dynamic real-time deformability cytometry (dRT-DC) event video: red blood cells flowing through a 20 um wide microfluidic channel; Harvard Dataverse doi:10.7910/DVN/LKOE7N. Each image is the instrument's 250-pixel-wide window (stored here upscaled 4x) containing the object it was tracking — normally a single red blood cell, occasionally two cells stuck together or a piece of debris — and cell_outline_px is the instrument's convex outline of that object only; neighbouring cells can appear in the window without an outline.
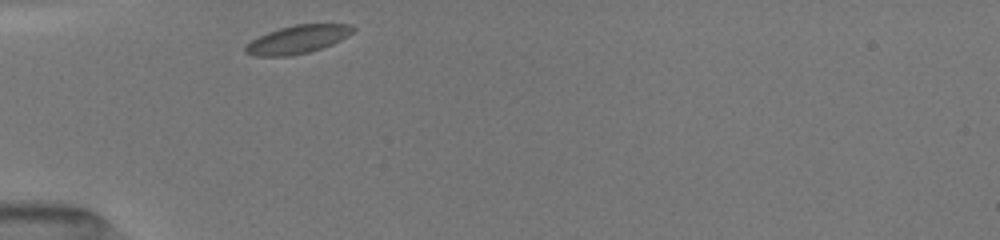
{"species": "common noctule bat (a hibernating species)", "species_latin": "Nyctalus noctula", "temperature_condition": "room temperature", "stored_images_in_passage": 7, "camera_frame_rate_fps": 3000, "um_per_image_px": 0.085, "animal": {"sex": "female", "body_mass_g": 19.5, "forearm_length_mm": 54.1}, "frame": {"image": 1, "passage_image": 1, "time_ms": 0.0, "image_size_px": [1000, 240], "cell_outline_px": [[356, 28], [352, 32], [340, 40], [332, 44], [308, 52], [292, 56], [256, 56], [244, 52], [244, 44], [268, 32], [280, 28], [296, 24], [352, 24]], "centroid_in_image_um": [25.27, 3.35], "position_along_channel_um": 59.7, "area_um2": 17.57}}
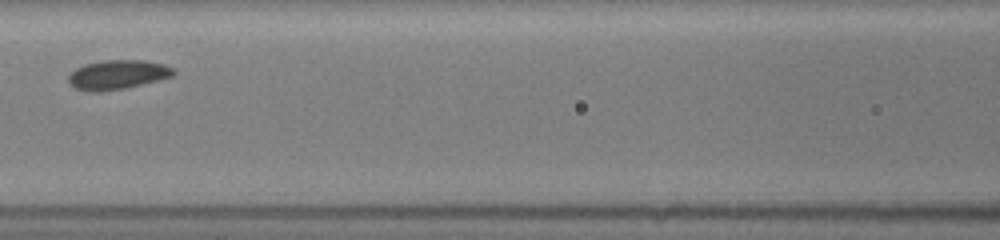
{"frame": {"image": 2, "passage_image": 6, "time_ms": 2.667, "image_size_px": [1000, 240], "cell_outline_px": [[176, 72], [172, 76], [124, 88], [100, 92], [88, 92], [76, 88], [68, 80], [68, 76], [76, 68], [84, 64], [100, 60], [144, 60], [164, 64], [172, 68]], "centroid_in_image_um": [9.96, 6.33], "position_along_channel_um": 156.6, "area_um2": 17.8}}
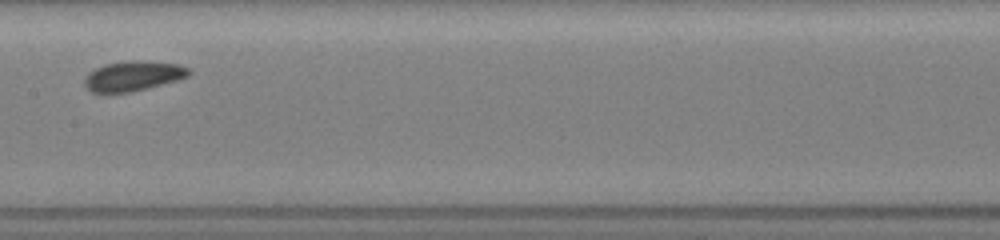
{"frame": {"image": 3, "passage_image": 7, "time_ms": 3.667, "image_size_px": [1000, 240], "cell_outline_px": [[192, 72], [188, 76], [180, 80], [132, 92], [92, 92], [84, 84], [84, 80], [88, 72], [104, 64], [128, 60], [144, 60], [180, 64], [192, 68]], "centroid_in_image_um": [11.39, 6.44], "position_along_channel_um": 196.0, "area_um2": 18.55}}